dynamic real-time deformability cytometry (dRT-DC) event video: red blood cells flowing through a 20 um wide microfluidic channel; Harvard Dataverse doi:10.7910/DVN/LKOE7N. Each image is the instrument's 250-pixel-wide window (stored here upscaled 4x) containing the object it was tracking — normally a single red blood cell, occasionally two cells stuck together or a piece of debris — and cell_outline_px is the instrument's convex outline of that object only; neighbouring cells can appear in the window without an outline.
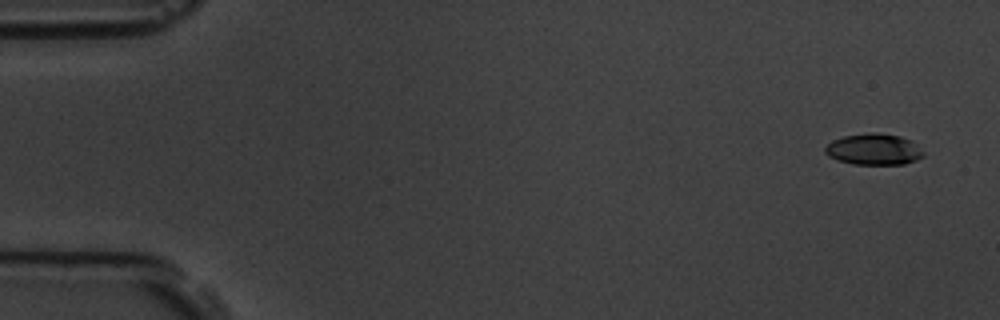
{"species": "common noctule bat (a hibernating species)", "species_latin": "Nyctalus noctula", "temperature_condition": "room temperature", "stored_images_in_passage": 4, "camera_frame_rate_fps": 3000, "um_per_image_px": 0.085, "animal": {"sex": "male", "body_mass_g": 19.5, "forearm_length_mm": 54.6}, "frame": {"image": 1, "passage_image": 1, "time_ms": 0.0, "image_size_px": [1000, 320], "cell_outline_px": [[924, 156], [916, 160], [904, 164], [852, 164], [828, 156], [824, 152], [824, 148], [832, 140], [844, 136], [872, 132], [876, 132], [900, 136], [912, 140], [924, 152]], "centroid_in_image_um": [74.29, 12.69], "position_along_channel_um": 10.7, "area_um2": 17.92}}
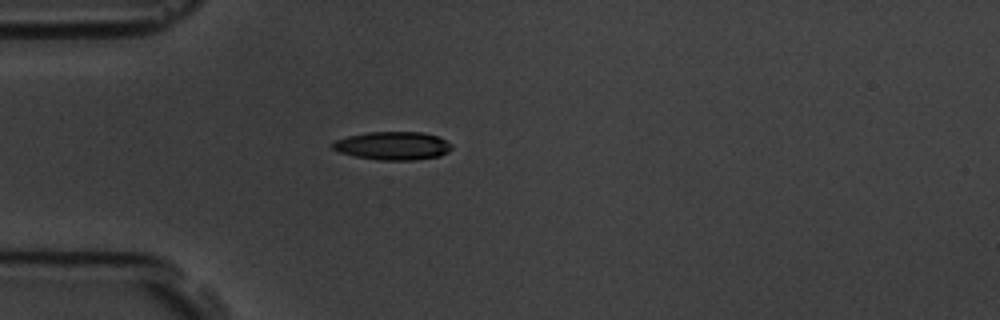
{"frame": {"image": 2, "passage_image": 4, "time_ms": 4.333, "image_size_px": [1000, 320], "cell_outline_px": [[452, 148], [448, 152], [440, 156], [412, 160], [376, 160], [356, 156], [340, 152], [332, 148], [332, 144], [336, 140], [348, 136], [368, 132], [424, 132], [440, 136], [452, 144]], "centroid_in_image_um": [33.44, 12.38], "position_along_channel_um": 51.6, "area_um2": 19.65}}